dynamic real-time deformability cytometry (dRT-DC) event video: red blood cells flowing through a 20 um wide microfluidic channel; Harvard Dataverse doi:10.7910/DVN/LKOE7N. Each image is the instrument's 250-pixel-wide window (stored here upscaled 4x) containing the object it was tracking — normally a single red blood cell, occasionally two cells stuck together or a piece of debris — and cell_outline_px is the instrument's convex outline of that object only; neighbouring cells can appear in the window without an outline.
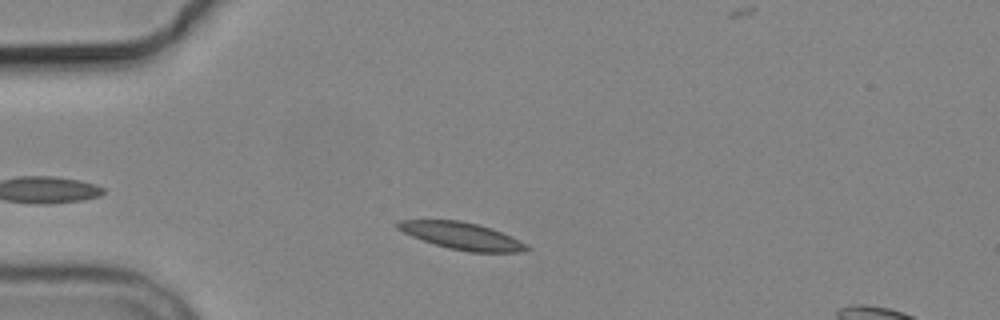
{"species": "common noctule bat (a hibernating species)", "species_latin": "Nyctalus noctula", "temperature_condition": "cold", "stored_images_in_passage": 7, "camera_frame_rate_fps": 3000, "um_per_image_px": 0.085, "animal": {"sex": "male", "body_mass_g": 19.2, "forearm_length_mm": 51.8}, "frame": {"image": 1, "passage_image": 3, "time_ms": 2.333, "image_size_px": [1000, 320], "cell_outline_px": [[532, 248], [524, 252], [468, 252], [448, 248], [412, 236], [396, 228], [396, 224], [400, 220], [460, 220], [480, 224], [492, 228], [512, 236]], "centroid_in_image_um": [39.3, 20.05], "position_along_channel_um": 45.7, "area_um2": 20.35}}
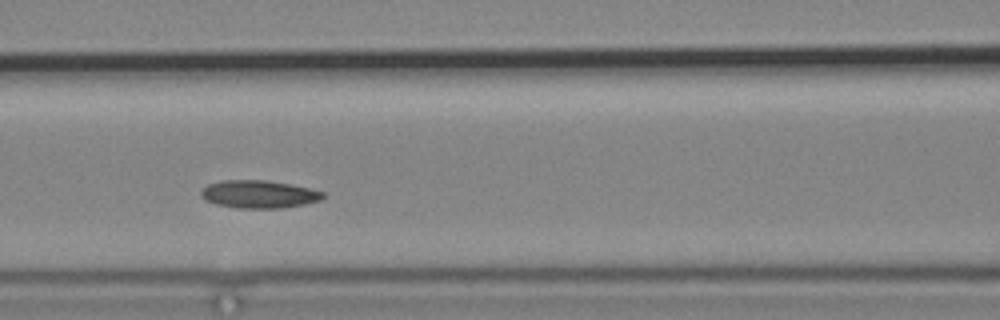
{"frame": {"image": 2, "passage_image": 6, "time_ms": 5.667, "image_size_px": [1000, 320], "cell_outline_px": [[328, 192], [320, 200], [304, 204], [280, 208], [240, 208], [216, 204], [204, 200], [200, 196], [200, 192], [208, 184], [220, 180], [264, 180], [292, 184], [312, 188]], "centroid_in_image_um": [22.03, 16.5], "position_along_channel_um": 144.6, "area_um2": 19.94}}
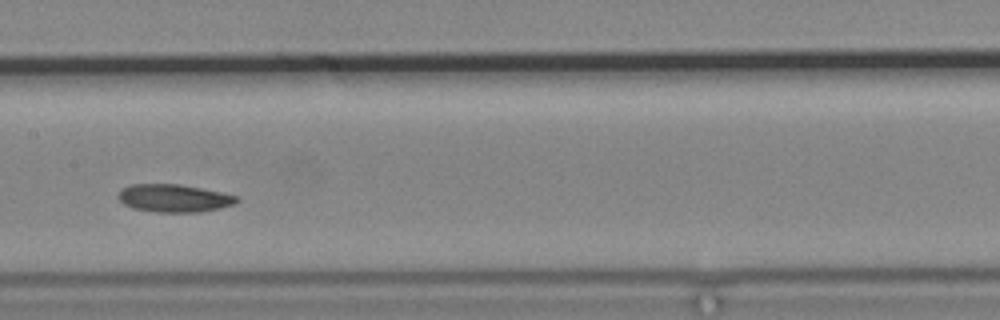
{"frame": {"image": 3, "passage_image": 7, "time_ms": 7.0, "image_size_px": [1000, 320], "cell_outline_px": [[240, 200], [236, 204], [220, 208], [200, 212], [156, 212], [132, 208], [124, 204], [116, 196], [124, 188], [132, 184], [180, 184], [220, 192], [236, 196]], "centroid_in_image_um": [14.8, 16.85], "position_along_channel_um": 192.6, "area_um2": 19.13}}